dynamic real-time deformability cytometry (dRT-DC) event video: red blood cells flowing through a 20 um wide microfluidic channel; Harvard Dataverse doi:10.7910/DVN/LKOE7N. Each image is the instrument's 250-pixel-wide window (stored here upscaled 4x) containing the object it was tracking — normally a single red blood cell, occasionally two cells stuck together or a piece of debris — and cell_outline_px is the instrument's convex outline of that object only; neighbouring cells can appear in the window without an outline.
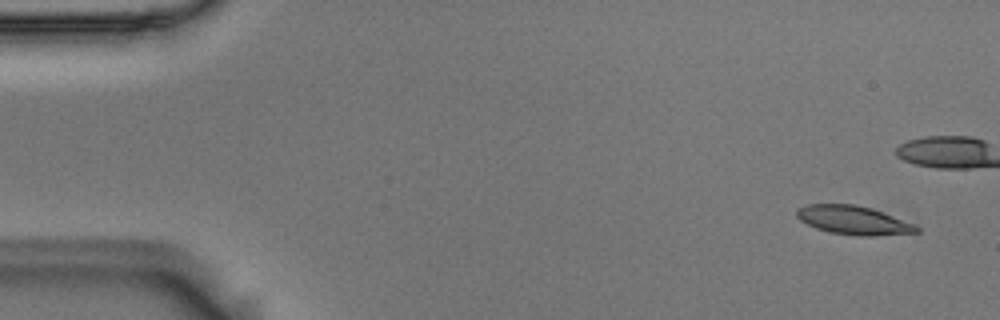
{"species": "Egyptian fruit bat (a non-hibernating species)", "species_latin": "Rousettus aegyptiacus", "temperature_condition": "room temperature", "stored_images_in_passage": 7, "camera_frame_rate_fps": 3000, "um_per_image_px": 0.085, "animal": {"sex": "male"}, "frame": {"image": 1, "passage_image": 1, "time_ms": 0.0, "image_size_px": [1000, 320], "cell_outline_px": [[920, 232], [876, 236], [856, 236], [832, 232], [816, 228], [800, 220], [796, 216], [796, 212], [800, 208], [808, 204], [852, 204], [872, 208], [916, 224], [920, 228]], "centroid_in_image_um": [72.6, 18.72], "position_along_channel_um": 12.4, "area_um2": 20.06}}
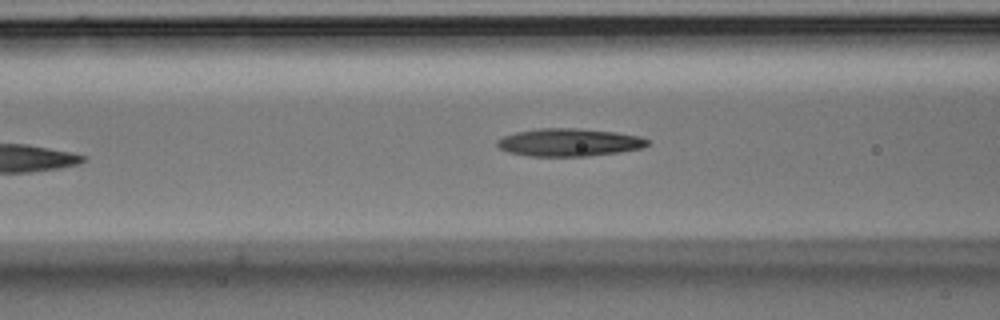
{"frame": {"image": 2, "passage_image": 7, "time_ms": 2.0, "image_size_px": [1000, 320], "cell_outline_px": [[648, 144], [644, 148], [620, 152], [588, 156], [528, 156], [508, 152], [500, 148], [496, 144], [496, 140], [504, 136], [516, 132], [540, 128], [576, 128], [616, 132], [640, 136], [648, 140]], "centroid_in_image_um": [48.38, 12.1], "position_along_channel_um": 118.2, "area_um2": 24.39}}